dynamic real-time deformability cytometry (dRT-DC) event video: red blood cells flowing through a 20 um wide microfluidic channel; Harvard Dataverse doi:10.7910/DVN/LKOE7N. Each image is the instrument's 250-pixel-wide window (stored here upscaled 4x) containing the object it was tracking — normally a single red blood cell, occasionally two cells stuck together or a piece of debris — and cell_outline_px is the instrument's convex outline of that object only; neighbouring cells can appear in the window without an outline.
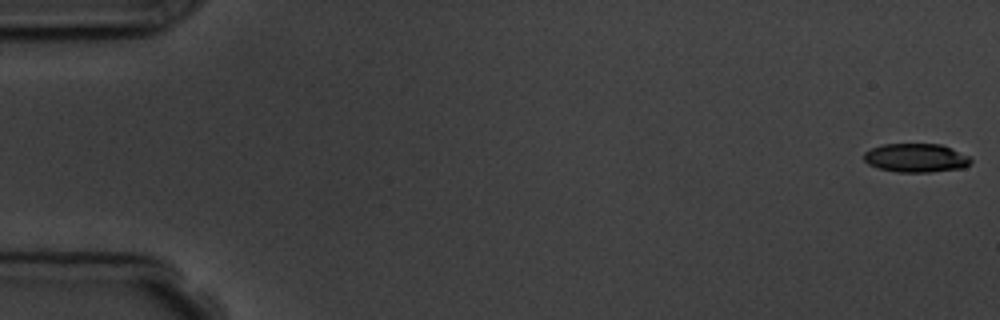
{"species": "common noctule bat (a hibernating species)", "species_latin": "Nyctalus noctula", "temperature_condition": "room temperature", "stored_images_in_passage": 6, "camera_frame_rate_fps": 3000, "um_per_image_px": 0.085, "animal": {"sex": "male", "body_mass_g": 19.5, "forearm_length_mm": 54.6}, "frame": {"image": 1, "passage_image": 1, "time_ms": 0.0, "image_size_px": [1000, 320], "cell_outline_px": [[972, 160], [964, 168], [928, 172], [896, 172], [880, 168], [868, 164], [864, 160], [864, 152], [872, 148], [884, 144], [940, 144], [968, 156]], "centroid_in_image_um": [77.83, 13.42], "position_along_channel_um": 7.2, "area_um2": 17.69}}